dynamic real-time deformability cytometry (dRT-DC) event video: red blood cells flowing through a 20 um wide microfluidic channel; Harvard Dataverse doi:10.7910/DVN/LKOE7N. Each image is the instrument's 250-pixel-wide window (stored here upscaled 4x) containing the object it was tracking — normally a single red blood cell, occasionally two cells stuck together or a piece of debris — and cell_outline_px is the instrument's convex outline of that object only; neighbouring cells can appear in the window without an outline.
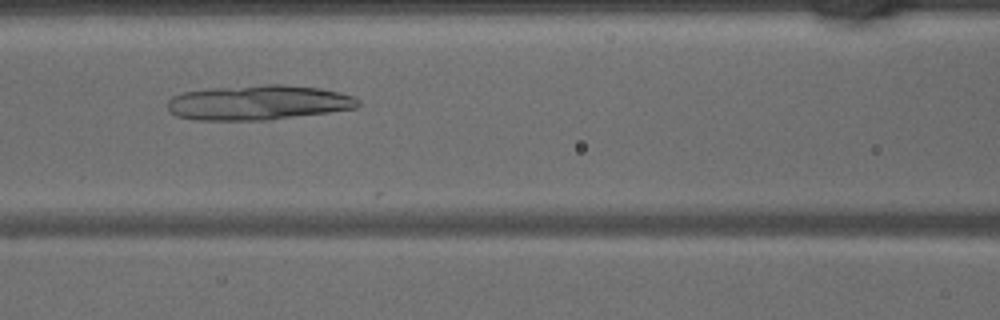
{"species": "common noctule bat (a hibernating species)", "species_latin": "Nyctalus noctula", "temperature_condition": "warm", "stored_images_in_passage": 34, "camera_frame_rate_fps": 3000, "um_per_image_px": 0.085, "animal": {"sex": "male", "body_mass_g": 15.6}, "frame": {"image": 1, "passage_image": 9, "time_ms": 2.667, "image_size_px": [1000, 320], "cell_outline_px": [[360, 104], [356, 108], [328, 112], [268, 120], [196, 120], [176, 116], [168, 108], [168, 100], [172, 96], [184, 92], [212, 88], [264, 84], [284, 84], [320, 88], [340, 92], [352, 96], [360, 100]], "centroid_in_image_um": [21.97, 8.71], "position_along_channel_um": 144.6, "area_um2": 38.73}}
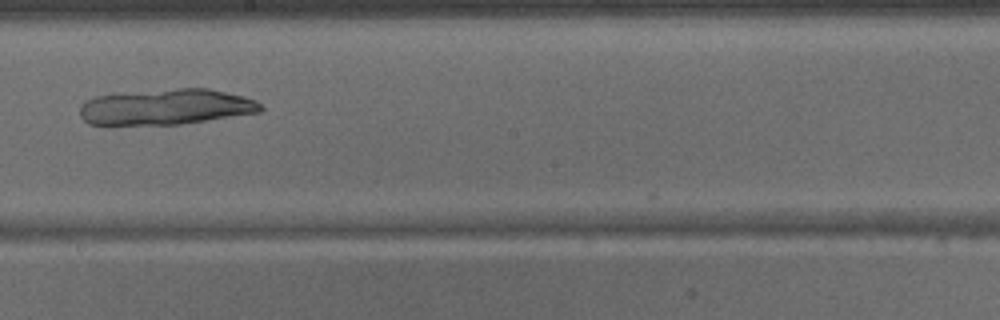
{"frame": {"image": 2, "passage_image": 15, "time_ms": 4.667, "image_size_px": [1000, 320], "cell_outline_px": [[264, 108], [260, 112], [180, 124], [108, 128], [104, 128], [88, 124], [80, 116], [80, 104], [96, 96], [176, 88], [208, 88], [244, 96], [256, 100]], "centroid_in_image_um": [14.01, 9.14], "position_along_channel_um": 234.2, "area_um2": 38.61}}
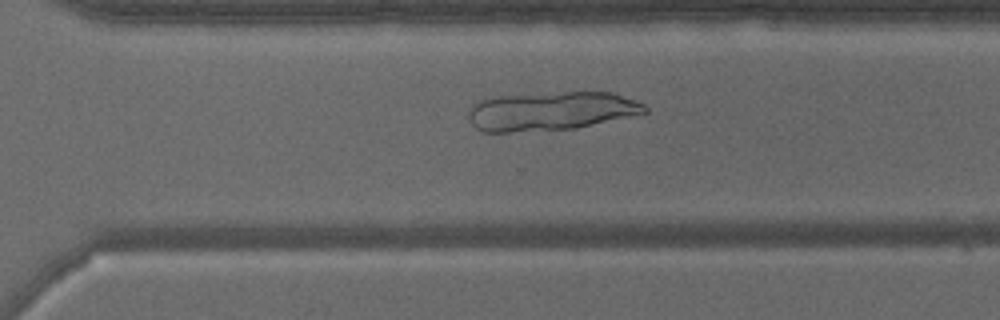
{"frame": {"image": 3, "passage_image": 21, "time_ms": 6.667, "image_size_px": [1000, 320], "cell_outline_px": [[648, 112], [576, 128], [508, 132], [484, 132], [476, 128], [472, 124], [468, 116], [468, 112], [472, 104], [484, 96], [564, 92], [612, 92], [636, 100], [644, 104], [648, 108]], "centroid_in_image_um": [46.78, 9.42], "position_along_channel_um": 323.8, "area_um2": 40.17}}